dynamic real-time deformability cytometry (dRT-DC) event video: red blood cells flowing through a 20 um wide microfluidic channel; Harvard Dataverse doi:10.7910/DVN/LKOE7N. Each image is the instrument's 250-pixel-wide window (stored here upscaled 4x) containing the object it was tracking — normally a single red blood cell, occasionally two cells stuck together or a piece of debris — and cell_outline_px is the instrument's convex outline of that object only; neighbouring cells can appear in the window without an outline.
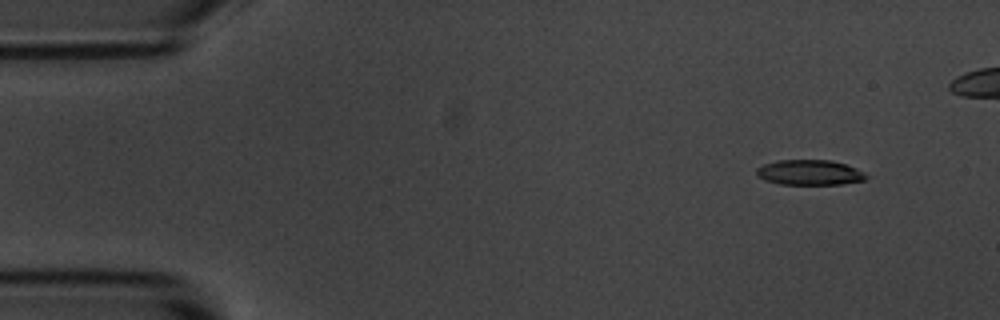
{"species": "common noctule bat (a hibernating species)", "species_latin": "Nyctalus noctula", "temperature_condition": "room temperature", "stored_images_in_passage": 5, "camera_frame_rate_fps": 3000, "um_per_image_px": 0.085, "animal": {"sex": "male", "body_mass_g": 20.1, "forearm_length_mm": 53.5}, "frame": {"image": 1, "passage_image": 1, "time_ms": 0.0, "image_size_px": [1000, 320], "cell_outline_px": [[872, 176], [864, 180], [840, 184], [780, 184], [764, 180], [756, 176], [756, 168], [764, 164], [780, 160], [832, 160], [856, 168]], "centroid_in_image_um": [68.83, 14.66], "position_along_channel_um": 16.2, "area_um2": 16.18}}